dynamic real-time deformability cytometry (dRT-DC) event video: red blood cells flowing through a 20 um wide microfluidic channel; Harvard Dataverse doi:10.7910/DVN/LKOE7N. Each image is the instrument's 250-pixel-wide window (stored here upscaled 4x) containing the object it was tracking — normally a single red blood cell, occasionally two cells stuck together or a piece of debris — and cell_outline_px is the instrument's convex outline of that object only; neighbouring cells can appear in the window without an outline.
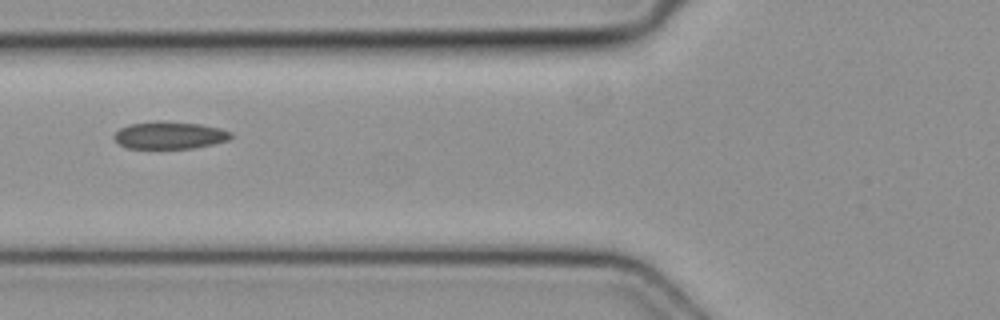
{"species": "common noctule bat (a hibernating species)", "species_latin": "Nyctalus noctula", "temperature_condition": "cold", "stored_images_in_passage": 2, "camera_frame_rate_fps": 3000, "um_per_image_px": 0.085, "animal": {"sex": "female", "body_mass_g": 19.3, "forearm_length_mm": 54.1}, "frame": {"image": 1, "passage_image": 2, "time_ms": 0.333, "image_size_px": [1000, 320], "cell_outline_px": [[232, 136], [228, 140], [212, 144], [192, 148], [128, 148], [120, 144], [112, 136], [120, 128], [128, 124], [156, 120], [164, 120], [200, 124], [220, 128], [232, 132]], "centroid_in_image_um": [14.4, 11.47], "position_along_channel_um": 111.4, "area_um2": 18.73}}